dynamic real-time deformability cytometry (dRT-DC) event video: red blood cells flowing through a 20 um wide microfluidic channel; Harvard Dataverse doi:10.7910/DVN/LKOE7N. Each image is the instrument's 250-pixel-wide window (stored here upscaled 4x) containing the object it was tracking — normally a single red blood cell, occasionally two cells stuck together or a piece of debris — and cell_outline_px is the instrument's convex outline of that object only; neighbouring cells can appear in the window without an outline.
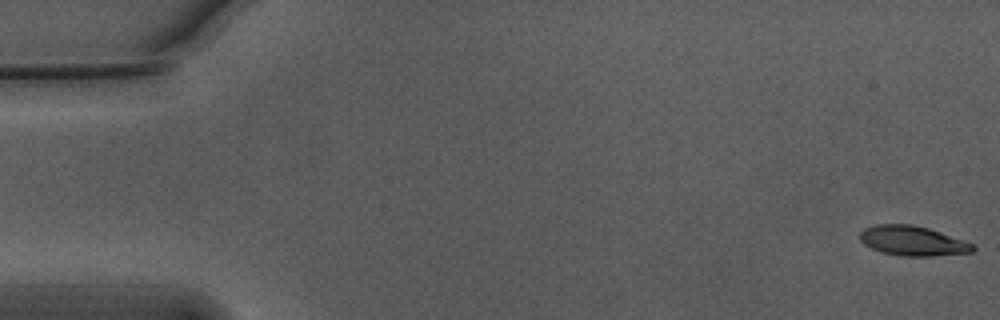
{"species": "Egyptian fruit bat (a non-hibernating species)", "species_latin": "Rousettus aegyptiacus", "temperature_condition": "warm", "stored_images_in_passage": 12, "camera_frame_rate_fps": 3000, "um_per_image_px": 0.085, "animal": {"sex": "male"}, "frame": {"image": 1, "passage_image": 1, "time_ms": 0.0, "image_size_px": [1000, 320], "cell_outline_px": [[976, 248], [972, 252], [932, 256], [900, 256], [884, 252], [872, 248], [864, 244], [860, 240], [860, 232], [864, 228], [876, 224], [912, 224], [928, 228], [940, 232], [972, 244]], "centroid_in_image_um": [77.54, 20.47], "position_along_channel_um": 7.5, "area_um2": 19.36}}